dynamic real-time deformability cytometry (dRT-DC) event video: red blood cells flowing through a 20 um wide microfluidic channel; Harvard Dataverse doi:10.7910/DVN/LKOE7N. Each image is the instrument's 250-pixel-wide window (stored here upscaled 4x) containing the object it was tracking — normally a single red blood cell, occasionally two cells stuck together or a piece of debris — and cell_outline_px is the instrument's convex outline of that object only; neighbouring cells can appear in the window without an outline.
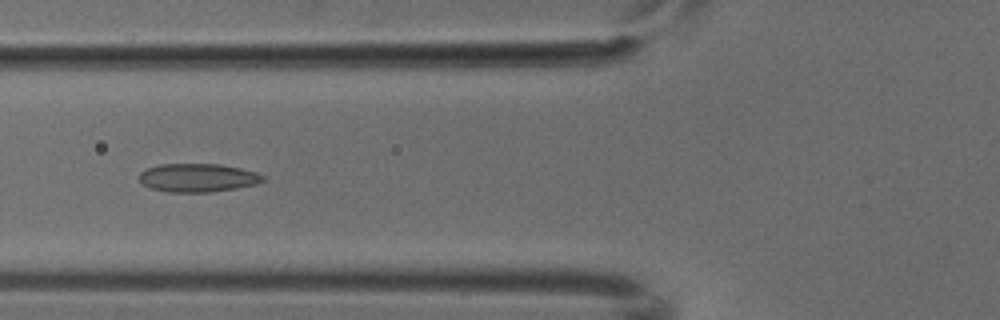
{"species": "common noctule bat (a hibernating species)", "species_latin": "Nyctalus noctula", "temperature_condition": "cold", "stored_images_in_passage": 4, "camera_frame_rate_fps": 3000, "um_per_image_px": 0.085, "animal": {"sex": "male", "body_mass_g": 18.8}, "frame": {"image": 1, "passage_image": 4, "time_ms": 1.0, "image_size_px": [1000, 320], "cell_outline_px": [[264, 180], [256, 184], [236, 188], [212, 192], [168, 192], [148, 188], [140, 184], [140, 172], [148, 168], [160, 164], [220, 164], [240, 168], [256, 172], [264, 176]], "centroid_in_image_um": [16.78, 15.11], "position_along_channel_um": 109.0, "area_um2": 20.58}}